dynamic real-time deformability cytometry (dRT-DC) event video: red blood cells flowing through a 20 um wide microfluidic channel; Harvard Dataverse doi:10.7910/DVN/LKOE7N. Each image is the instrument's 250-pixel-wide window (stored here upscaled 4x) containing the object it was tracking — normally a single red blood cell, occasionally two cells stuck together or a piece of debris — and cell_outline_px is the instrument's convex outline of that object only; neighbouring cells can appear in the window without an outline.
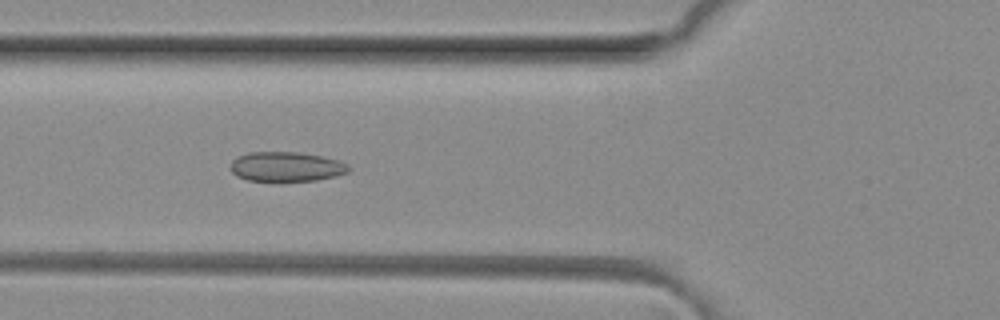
{"species": "common noctule bat (a hibernating species)", "species_latin": "Nyctalus noctula", "temperature_condition": "room temperature", "stored_images_in_passage": 6, "camera_frame_rate_fps": 3000, "um_per_image_px": 0.085, "animal": {"sex": "female", "body_mass_g": 29.2, "forearm_length_mm": 56.3}, "frame": {"image": 1, "passage_image": 3, "time_ms": 0.667, "image_size_px": [1000, 320], "cell_outline_px": [[352, 168], [348, 172], [336, 176], [316, 180], [248, 180], [236, 176], [232, 172], [232, 160], [236, 156], [248, 152], [296, 152], [320, 156], [340, 160], [348, 164]], "centroid_in_image_um": [24.36, 14.15], "position_along_channel_um": 101.4, "area_um2": 20.29}}
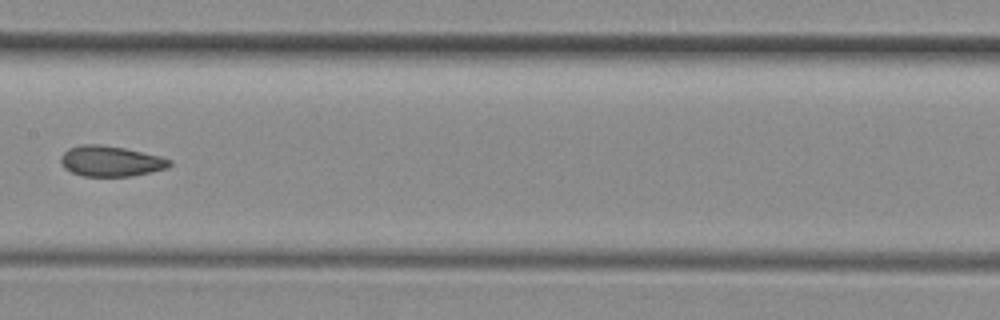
{"frame": {"image": 2, "passage_image": 5, "time_ms": 1.333, "image_size_px": [1000, 320], "cell_outline_px": [[172, 164], [168, 168], [152, 172], [132, 176], [84, 176], [72, 172], [64, 168], [60, 160], [60, 156], [68, 148], [80, 144], [100, 144], [124, 148], [160, 156], [172, 160]], "centroid_in_image_um": [9.41, 13.69], "position_along_channel_um": 198.0, "area_um2": 19.48}}
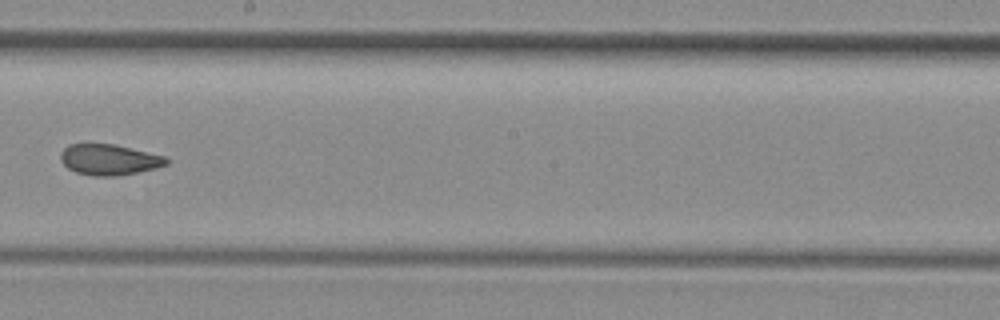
{"frame": {"image": 3, "passage_image": 6, "time_ms": 1.667, "image_size_px": [1000, 320], "cell_outline_px": [[168, 164], [156, 168], [116, 176], [92, 176], [76, 172], [68, 168], [60, 160], [60, 152], [68, 144], [116, 144], [168, 156]], "centroid_in_image_um": [9.3, 13.56], "position_along_channel_um": 238.9, "area_um2": 19.19}}